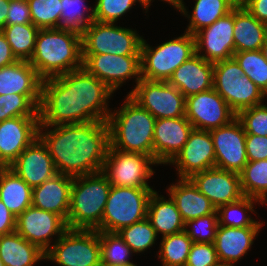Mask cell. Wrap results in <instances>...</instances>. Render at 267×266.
<instances>
[{
    "instance_id": "56",
    "label": "cell",
    "mask_w": 267,
    "mask_h": 266,
    "mask_svg": "<svg viewBox=\"0 0 267 266\" xmlns=\"http://www.w3.org/2000/svg\"><path fill=\"white\" fill-rule=\"evenodd\" d=\"M0 266H4V263L2 262L1 259H0Z\"/></svg>"
},
{
    "instance_id": "31",
    "label": "cell",
    "mask_w": 267,
    "mask_h": 266,
    "mask_svg": "<svg viewBox=\"0 0 267 266\" xmlns=\"http://www.w3.org/2000/svg\"><path fill=\"white\" fill-rule=\"evenodd\" d=\"M0 259L4 266H35L45 259V252L16 231L0 236Z\"/></svg>"
},
{
    "instance_id": "3",
    "label": "cell",
    "mask_w": 267,
    "mask_h": 266,
    "mask_svg": "<svg viewBox=\"0 0 267 266\" xmlns=\"http://www.w3.org/2000/svg\"><path fill=\"white\" fill-rule=\"evenodd\" d=\"M29 62L42 79L82 68L81 34L63 28L40 29Z\"/></svg>"
},
{
    "instance_id": "19",
    "label": "cell",
    "mask_w": 267,
    "mask_h": 266,
    "mask_svg": "<svg viewBox=\"0 0 267 266\" xmlns=\"http://www.w3.org/2000/svg\"><path fill=\"white\" fill-rule=\"evenodd\" d=\"M204 194L216 210L228 203L242 199L245 195L241 187L240 174L213 167L193 174L189 178Z\"/></svg>"
},
{
    "instance_id": "23",
    "label": "cell",
    "mask_w": 267,
    "mask_h": 266,
    "mask_svg": "<svg viewBox=\"0 0 267 266\" xmlns=\"http://www.w3.org/2000/svg\"><path fill=\"white\" fill-rule=\"evenodd\" d=\"M42 80L29 61L18 60L0 68V95H26L39 108Z\"/></svg>"
},
{
    "instance_id": "54",
    "label": "cell",
    "mask_w": 267,
    "mask_h": 266,
    "mask_svg": "<svg viewBox=\"0 0 267 266\" xmlns=\"http://www.w3.org/2000/svg\"><path fill=\"white\" fill-rule=\"evenodd\" d=\"M261 51H262V53L264 55V58L267 61V38L265 39V42H264V44H263V46L261 48Z\"/></svg>"
},
{
    "instance_id": "37",
    "label": "cell",
    "mask_w": 267,
    "mask_h": 266,
    "mask_svg": "<svg viewBox=\"0 0 267 266\" xmlns=\"http://www.w3.org/2000/svg\"><path fill=\"white\" fill-rule=\"evenodd\" d=\"M86 5L85 0H61L59 28L82 34L94 21V7Z\"/></svg>"
},
{
    "instance_id": "33",
    "label": "cell",
    "mask_w": 267,
    "mask_h": 266,
    "mask_svg": "<svg viewBox=\"0 0 267 266\" xmlns=\"http://www.w3.org/2000/svg\"><path fill=\"white\" fill-rule=\"evenodd\" d=\"M259 200L244 196L236 202L222 205L217 209L219 226L227 227H262L264 222L253 220L249 212L254 211V204Z\"/></svg>"
},
{
    "instance_id": "55",
    "label": "cell",
    "mask_w": 267,
    "mask_h": 266,
    "mask_svg": "<svg viewBox=\"0 0 267 266\" xmlns=\"http://www.w3.org/2000/svg\"><path fill=\"white\" fill-rule=\"evenodd\" d=\"M102 266H137L136 264L133 263H126V264H118V265H102Z\"/></svg>"
},
{
    "instance_id": "43",
    "label": "cell",
    "mask_w": 267,
    "mask_h": 266,
    "mask_svg": "<svg viewBox=\"0 0 267 266\" xmlns=\"http://www.w3.org/2000/svg\"><path fill=\"white\" fill-rule=\"evenodd\" d=\"M139 2L143 10L148 9L141 3V0H96L94 6V20L105 23H117L121 16L129 12L133 5Z\"/></svg>"
},
{
    "instance_id": "22",
    "label": "cell",
    "mask_w": 267,
    "mask_h": 266,
    "mask_svg": "<svg viewBox=\"0 0 267 266\" xmlns=\"http://www.w3.org/2000/svg\"><path fill=\"white\" fill-rule=\"evenodd\" d=\"M32 189L57 174L47 146L37 137L9 166Z\"/></svg>"
},
{
    "instance_id": "15",
    "label": "cell",
    "mask_w": 267,
    "mask_h": 266,
    "mask_svg": "<svg viewBox=\"0 0 267 266\" xmlns=\"http://www.w3.org/2000/svg\"><path fill=\"white\" fill-rule=\"evenodd\" d=\"M186 118L194 129L211 131L229 124L236 113L213 88L186 98Z\"/></svg>"
},
{
    "instance_id": "7",
    "label": "cell",
    "mask_w": 267,
    "mask_h": 266,
    "mask_svg": "<svg viewBox=\"0 0 267 266\" xmlns=\"http://www.w3.org/2000/svg\"><path fill=\"white\" fill-rule=\"evenodd\" d=\"M153 188L111 186L103 211L99 232L117 233L147 217L148 201Z\"/></svg>"
},
{
    "instance_id": "1",
    "label": "cell",
    "mask_w": 267,
    "mask_h": 266,
    "mask_svg": "<svg viewBox=\"0 0 267 266\" xmlns=\"http://www.w3.org/2000/svg\"><path fill=\"white\" fill-rule=\"evenodd\" d=\"M112 94L114 91L83 67L43 79L39 125L107 121L112 111L108 105Z\"/></svg>"
},
{
    "instance_id": "52",
    "label": "cell",
    "mask_w": 267,
    "mask_h": 266,
    "mask_svg": "<svg viewBox=\"0 0 267 266\" xmlns=\"http://www.w3.org/2000/svg\"><path fill=\"white\" fill-rule=\"evenodd\" d=\"M9 0H0V30L6 26Z\"/></svg>"
},
{
    "instance_id": "6",
    "label": "cell",
    "mask_w": 267,
    "mask_h": 266,
    "mask_svg": "<svg viewBox=\"0 0 267 266\" xmlns=\"http://www.w3.org/2000/svg\"><path fill=\"white\" fill-rule=\"evenodd\" d=\"M141 77L149 81H168L173 72L196 54L194 35H183L150 46L143 38L141 44Z\"/></svg>"
},
{
    "instance_id": "28",
    "label": "cell",
    "mask_w": 267,
    "mask_h": 266,
    "mask_svg": "<svg viewBox=\"0 0 267 266\" xmlns=\"http://www.w3.org/2000/svg\"><path fill=\"white\" fill-rule=\"evenodd\" d=\"M235 52L261 50L267 38V25L256 19L243 5L234 7Z\"/></svg>"
},
{
    "instance_id": "8",
    "label": "cell",
    "mask_w": 267,
    "mask_h": 266,
    "mask_svg": "<svg viewBox=\"0 0 267 266\" xmlns=\"http://www.w3.org/2000/svg\"><path fill=\"white\" fill-rule=\"evenodd\" d=\"M213 89L237 114L239 111L264 103V92L253 83L232 57L214 63Z\"/></svg>"
},
{
    "instance_id": "32",
    "label": "cell",
    "mask_w": 267,
    "mask_h": 266,
    "mask_svg": "<svg viewBox=\"0 0 267 266\" xmlns=\"http://www.w3.org/2000/svg\"><path fill=\"white\" fill-rule=\"evenodd\" d=\"M0 200L16 218L32 205V188L9 167H0Z\"/></svg>"
},
{
    "instance_id": "53",
    "label": "cell",
    "mask_w": 267,
    "mask_h": 266,
    "mask_svg": "<svg viewBox=\"0 0 267 266\" xmlns=\"http://www.w3.org/2000/svg\"><path fill=\"white\" fill-rule=\"evenodd\" d=\"M154 0H141V3L147 8L149 9V6L151 5V3L153 2ZM160 1H164L165 3L168 2L170 5L173 6V8L177 9V6H178V1L179 0H160Z\"/></svg>"
},
{
    "instance_id": "18",
    "label": "cell",
    "mask_w": 267,
    "mask_h": 266,
    "mask_svg": "<svg viewBox=\"0 0 267 266\" xmlns=\"http://www.w3.org/2000/svg\"><path fill=\"white\" fill-rule=\"evenodd\" d=\"M39 116L0 121V167H9L38 137Z\"/></svg>"
},
{
    "instance_id": "2",
    "label": "cell",
    "mask_w": 267,
    "mask_h": 266,
    "mask_svg": "<svg viewBox=\"0 0 267 266\" xmlns=\"http://www.w3.org/2000/svg\"><path fill=\"white\" fill-rule=\"evenodd\" d=\"M38 137L47 146L57 173L78 177L102 172L110 145L107 121L39 125Z\"/></svg>"
},
{
    "instance_id": "27",
    "label": "cell",
    "mask_w": 267,
    "mask_h": 266,
    "mask_svg": "<svg viewBox=\"0 0 267 266\" xmlns=\"http://www.w3.org/2000/svg\"><path fill=\"white\" fill-rule=\"evenodd\" d=\"M168 196L174 201L183 221L213 214L216 208L202 194L189 178H179L177 183L169 185Z\"/></svg>"
},
{
    "instance_id": "51",
    "label": "cell",
    "mask_w": 267,
    "mask_h": 266,
    "mask_svg": "<svg viewBox=\"0 0 267 266\" xmlns=\"http://www.w3.org/2000/svg\"><path fill=\"white\" fill-rule=\"evenodd\" d=\"M17 61L18 59L13 54L4 33L0 30V68L14 64Z\"/></svg>"
},
{
    "instance_id": "39",
    "label": "cell",
    "mask_w": 267,
    "mask_h": 266,
    "mask_svg": "<svg viewBox=\"0 0 267 266\" xmlns=\"http://www.w3.org/2000/svg\"><path fill=\"white\" fill-rule=\"evenodd\" d=\"M117 233L136 254L153 247L158 236L147 217L122 228Z\"/></svg>"
},
{
    "instance_id": "26",
    "label": "cell",
    "mask_w": 267,
    "mask_h": 266,
    "mask_svg": "<svg viewBox=\"0 0 267 266\" xmlns=\"http://www.w3.org/2000/svg\"><path fill=\"white\" fill-rule=\"evenodd\" d=\"M73 177L57 173L32 189V205L60 215L66 222Z\"/></svg>"
},
{
    "instance_id": "42",
    "label": "cell",
    "mask_w": 267,
    "mask_h": 266,
    "mask_svg": "<svg viewBox=\"0 0 267 266\" xmlns=\"http://www.w3.org/2000/svg\"><path fill=\"white\" fill-rule=\"evenodd\" d=\"M20 116H39V108L26 95H0V121Z\"/></svg>"
},
{
    "instance_id": "10",
    "label": "cell",
    "mask_w": 267,
    "mask_h": 266,
    "mask_svg": "<svg viewBox=\"0 0 267 266\" xmlns=\"http://www.w3.org/2000/svg\"><path fill=\"white\" fill-rule=\"evenodd\" d=\"M52 243L45 259L59 266H102L97 230L68 229Z\"/></svg>"
},
{
    "instance_id": "21",
    "label": "cell",
    "mask_w": 267,
    "mask_h": 266,
    "mask_svg": "<svg viewBox=\"0 0 267 266\" xmlns=\"http://www.w3.org/2000/svg\"><path fill=\"white\" fill-rule=\"evenodd\" d=\"M193 126L186 116L156 119L153 135V159L168 165L182 150Z\"/></svg>"
},
{
    "instance_id": "35",
    "label": "cell",
    "mask_w": 267,
    "mask_h": 266,
    "mask_svg": "<svg viewBox=\"0 0 267 266\" xmlns=\"http://www.w3.org/2000/svg\"><path fill=\"white\" fill-rule=\"evenodd\" d=\"M240 178L245 196L267 203V159L248 162Z\"/></svg>"
},
{
    "instance_id": "5",
    "label": "cell",
    "mask_w": 267,
    "mask_h": 266,
    "mask_svg": "<svg viewBox=\"0 0 267 266\" xmlns=\"http://www.w3.org/2000/svg\"><path fill=\"white\" fill-rule=\"evenodd\" d=\"M110 188L102 172L73 177L68 229L95 230L101 224Z\"/></svg>"
},
{
    "instance_id": "34",
    "label": "cell",
    "mask_w": 267,
    "mask_h": 266,
    "mask_svg": "<svg viewBox=\"0 0 267 266\" xmlns=\"http://www.w3.org/2000/svg\"><path fill=\"white\" fill-rule=\"evenodd\" d=\"M33 23L6 25L2 32L18 60L29 61L35 49L39 32Z\"/></svg>"
},
{
    "instance_id": "20",
    "label": "cell",
    "mask_w": 267,
    "mask_h": 266,
    "mask_svg": "<svg viewBox=\"0 0 267 266\" xmlns=\"http://www.w3.org/2000/svg\"><path fill=\"white\" fill-rule=\"evenodd\" d=\"M170 164L176 166L179 178H190L195 173L215 167V152L210 131L193 128L182 150Z\"/></svg>"
},
{
    "instance_id": "47",
    "label": "cell",
    "mask_w": 267,
    "mask_h": 266,
    "mask_svg": "<svg viewBox=\"0 0 267 266\" xmlns=\"http://www.w3.org/2000/svg\"><path fill=\"white\" fill-rule=\"evenodd\" d=\"M32 23L27 0H9L6 25Z\"/></svg>"
},
{
    "instance_id": "45",
    "label": "cell",
    "mask_w": 267,
    "mask_h": 266,
    "mask_svg": "<svg viewBox=\"0 0 267 266\" xmlns=\"http://www.w3.org/2000/svg\"><path fill=\"white\" fill-rule=\"evenodd\" d=\"M246 134L267 136V105L243 109L236 114Z\"/></svg>"
},
{
    "instance_id": "30",
    "label": "cell",
    "mask_w": 267,
    "mask_h": 266,
    "mask_svg": "<svg viewBox=\"0 0 267 266\" xmlns=\"http://www.w3.org/2000/svg\"><path fill=\"white\" fill-rule=\"evenodd\" d=\"M164 195L153 191L148 201L147 218L156 234L162 237L184 231L185 222L174 201L169 196L168 200Z\"/></svg>"
},
{
    "instance_id": "46",
    "label": "cell",
    "mask_w": 267,
    "mask_h": 266,
    "mask_svg": "<svg viewBox=\"0 0 267 266\" xmlns=\"http://www.w3.org/2000/svg\"><path fill=\"white\" fill-rule=\"evenodd\" d=\"M185 266H222L213 243L193 242Z\"/></svg>"
},
{
    "instance_id": "25",
    "label": "cell",
    "mask_w": 267,
    "mask_h": 266,
    "mask_svg": "<svg viewBox=\"0 0 267 266\" xmlns=\"http://www.w3.org/2000/svg\"><path fill=\"white\" fill-rule=\"evenodd\" d=\"M214 63L195 54L182 63L167 81L186 98L213 88Z\"/></svg>"
},
{
    "instance_id": "38",
    "label": "cell",
    "mask_w": 267,
    "mask_h": 266,
    "mask_svg": "<svg viewBox=\"0 0 267 266\" xmlns=\"http://www.w3.org/2000/svg\"><path fill=\"white\" fill-rule=\"evenodd\" d=\"M233 58L244 74L267 96V61L261 50L235 52Z\"/></svg>"
},
{
    "instance_id": "41",
    "label": "cell",
    "mask_w": 267,
    "mask_h": 266,
    "mask_svg": "<svg viewBox=\"0 0 267 266\" xmlns=\"http://www.w3.org/2000/svg\"><path fill=\"white\" fill-rule=\"evenodd\" d=\"M32 23L39 29L59 28L61 0H27Z\"/></svg>"
},
{
    "instance_id": "9",
    "label": "cell",
    "mask_w": 267,
    "mask_h": 266,
    "mask_svg": "<svg viewBox=\"0 0 267 266\" xmlns=\"http://www.w3.org/2000/svg\"><path fill=\"white\" fill-rule=\"evenodd\" d=\"M136 30L94 20L81 34L82 54L141 55Z\"/></svg>"
},
{
    "instance_id": "48",
    "label": "cell",
    "mask_w": 267,
    "mask_h": 266,
    "mask_svg": "<svg viewBox=\"0 0 267 266\" xmlns=\"http://www.w3.org/2000/svg\"><path fill=\"white\" fill-rule=\"evenodd\" d=\"M245 147L248 162L267 159V136L246 134Z\"/></svg>"
},
{
    "instance_id": "13",
    "label": "cell",
    "mask_w": 267,
    "mask_h": 266,
    "mask_svg": "<svg viewBox=\"0 0 267 266\" xmlns=\"http://www.w3.org/2000/svg\"><path fill=\"white\" fill-rule=\"evenodd\" d=\"M82 67L114 93L126 80L142 78L141 55L82 54Z\"/></svg>"
},
{
    "instance_id": "24",
    "label": "cell",
    "mask_w": 267,
    "mask_h": 266,
    "mask_svg": "<svg viewBox=\"0 0 267 266\" xmlns=\"http://www.w3.org/2000/svg\"><path fill=\"white\" fill-rule=\"evenodd\" d=\"M261 227L219 226L216 230L214 247L222 266H234L253 245Z\"/></svg>"
},
{
    "instance_id": "36",
    "label": "cell",
    "mask_w": 267,
    "mask_h": 266,
    "mask_svg": "<svg viewBox=\"0 0 267 266\" xmlns=\"http://www.w3.org/2000/svg\"><path fill=\"white\" fill-rule=\"evenodd\" d=\"M157 253L162 266H185L193 241L185 231L161 238Z\"/></svg>"
},
{
    "instance_id": "29",
    "label": "cell",
    "mask_w": 267,
    "mask_h": 266,
    "mask_svg": "<svg viewBox=\"0 0 267 266\" xmlns=\"http://www.w3.org/2000/svg\"><path fill=\"white\" fill-rule=\"evenodd\" d=\"M184 3L183 0H179L177 10L189 20L185 32L195 35L198 31L212 25L216 20L231 12L239 0H195L191 15Z\"/></svg>"
},
{
    "instance_id": "17",
    "label": "cell",
    "mask_w": 267,
    "mask_h": 266,
    "mask_svg": "<svg viewBox=\"0 0 267 266\" xmlns=\"http://www.w3.org/2000/svg\"><path fill=\"white\" fill-rule=\"evenodd\" d=\"M233 29L234 8L194 35L196 54L211 63L232 58L235 53Z\"/></svg>"
},
{
    "instance_id": "16",
    "label": "cell",
    "mask_w": 267,
    "mask_h": 266,
    "mask_svg": "<svg viewBox=\"0 0 267 266\" xmlns=\"http://www.w3.org/2000/svg\"><path fill=\"white\" fill-rule=\"evenodd\" d=\"M215 167L240 174L248 163L245 147L246 133L240 121L235 118L229 124L210 131Z\"/></svg>"
},
{
    "instance_id": "4",
    "label": "cell",
    "mask_w": 267,
    "mask_h": 266,
    "mask_svg": "<svg viewBox=\"0 0 267 266\" xmlns=\"http://www.w3.org/2000/svg\"><path fill=\"white\" fill-rule=\"evenodd\" d=\"M155 121L156 118L149 111L141 108L127 95L122 107L109 114V146L153 158Z\"/></svg>"
},
{
    "instance_id": "12",
    "label": "cell",
    "mask_w": 267,
    "mask_h": 266,
    "mask_svg": "<svg viewBox=\"0 0 267 266\" xmlns=\"http://www.w3.org/2000/svg\"><path fill=\"white\" fill-rule=\"evenodd\" d=\"M127 95L156 119L185 116L186 97L167 81L140 79Z\"/></svg>"
},
{
    "instance_id": "40",
    "label": "cell",
    "mask_w": 267,
    "mask_h": 266,
    "mask_svg": "<svg viewBox=\"0 0 267 266\" xmlns=\"http://www.w3.org/2000/svg\"><path fill=\"white\" fill-rule=\"evenodd\" d=\"M99 240L101 246V265L131 263L129 257L134 253L118 233L99 232Z\"/></svg>"
},
{
    "instance_id": "14",
    "label": "cell",
    "mask_w": 267,
    "mask_h": 266,
    "mask_svg": "<svg viewBox=\"0 0 267 266\" xmlns=\"http://www.w3.org/2000/svg\"><path fill=\"white\" fill-rule=\"evenodd\" d=\"M68 230L67 222L53 212L33 205L16 218V232L43 252L51 248V238L58 240Z\"/></svg>"
},
{
    "instance_id": "11",
    "label": "cell",
    "mask_w": 267,
    "mask_h": 266,
    "mask_svg": "<svg viewBox=\"0 0 267 266\" xmlns=\"http://www.w3.org/2000/svg\"><path fill=\"white\" fill-rule=\"evenodd\" d=\"M156 164L148 155L124 152L109 146L102 173L111 186L151 188L147 181L154 175L152 166Z\"/></svg>"
},
{
    "instance_id": "44",
    "label": "cell",
    "mask_w": 267,
    "mask_h": 266,
    "mask_svg": "<svg viewBox=\"0 0 267 266\" xmlns=\"http://www.w3.org/2000/svg\"><path fill=\"white\" fill-rule=\"evenodd\" d=\"M218 225V213L216 210L213 214L188 220L185 223L184 231L193 242L213 243Z\"/></svg>"
},
{
    "instance_id": "49",
    "label": "cell",
    "mask_w": 267,
    "mask_h": 266,
    "mask_svg": "<svg viewBox=\"0 0 267 266\" xmlns=\"http://www.w3.org/2000/svg\"><path fill=\"white\" fill-rule=\"evenodd\" d=\"M256 19L267 25V0H239Z\"/></svg>"
},
{
    "instance_id": "50",
    "label": "cell",
    "mask_w": 267,
    "mask_h": 266,
    "mask_svg": "<svg viewBox=\"0 0 267 266\" xmlns=\"http://www.w3.org/2000/svg\"><path fill=\"white\" fill-rule=\"evenodd\" d=\"M16 230V217L0 200V236L10 234Z\"/></svg>"
}]
</instances>
